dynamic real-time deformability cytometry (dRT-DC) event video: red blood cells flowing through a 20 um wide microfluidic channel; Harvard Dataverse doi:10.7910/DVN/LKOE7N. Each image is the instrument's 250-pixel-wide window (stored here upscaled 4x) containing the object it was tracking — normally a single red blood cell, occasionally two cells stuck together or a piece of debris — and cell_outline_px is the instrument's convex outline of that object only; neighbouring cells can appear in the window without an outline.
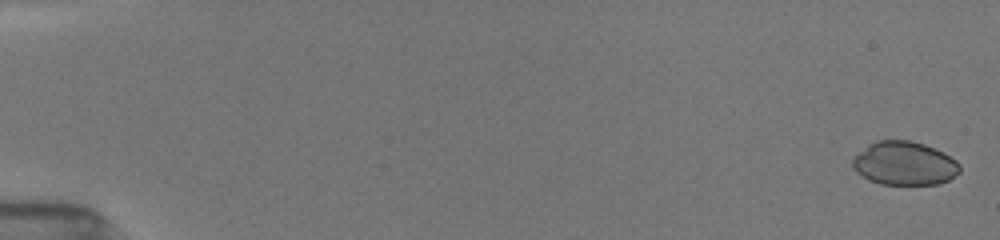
{"species": "common noctule bat (a hibernating species)", "species_latin": "Nyctalus noctula", "temperature_condition": "room temperature", "stored_images_in_passage": 54, "camera_frame_rate_fps": 3000, "um_per_image_px": 0.085, "animal": {"sex": "female", "body_mass_g": 19.5, "forearm_length_mm": 54.1}, "frame": {"image": 1, "passage_image": 2, "time_ms": 0.333, "image_size_px": [1000, 240], "cell_outline_px": [[960, 172], [948, 180], [936, 184], [880, 184], [868, 180], [856, 172], [852, 168], [852, 156], [868, 144], [876, 140], [908, 140], [924, 144], [956, 160], [960, 164]], "centroid_in_image_um": [76.81, 13.89], "position_along_channel_um": 8.2, "area_um2": 27.28}}
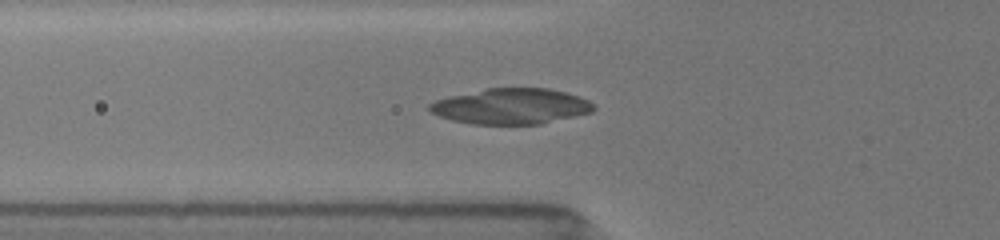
{"frame": {"image": 2, "passage_image": 21, "time_ms": 6.667, "image_size_px": [1000, 240], "cell_outline_px": [[596, 108], [592, 112], [540, 124], [472, 124], [452, 120], [440, 116], [432, 112], [428, 108], [428, 104], [436, 100], [448, 96], [488, 88], [548, 88], [580, 96], [588, 100]], "centroid_in_image_um": [43.44, 9.03], "position_along_channel_um": 82.4, "area_um2": 33.99}}
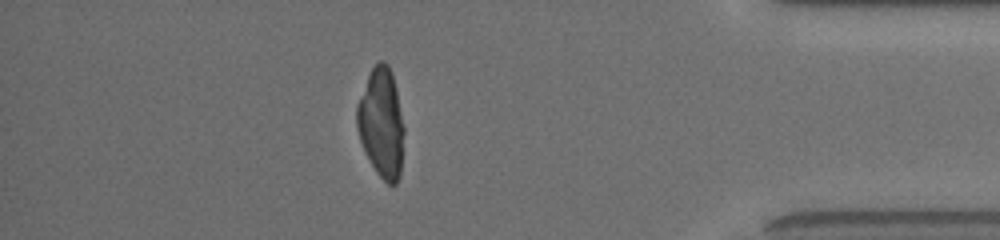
{"frame": {"image": 3, "passage_image": 48, "time_ms": 15.667, "image_size_px": [1000, 240], "cell_outline_px": [[404, 132], [400, 176], [396, 184], [388, 184], [376, 172], [360, 140], [356, 128], [356, 104], [368, 76], [372, 68], [380, 60], [384, 60], [388, 64], [392, 72], [404, 124]], "centroid_in_image_um": [32.42, 10.43], "position_along_channel_um": 402.8, "area_um2": 30.06}}